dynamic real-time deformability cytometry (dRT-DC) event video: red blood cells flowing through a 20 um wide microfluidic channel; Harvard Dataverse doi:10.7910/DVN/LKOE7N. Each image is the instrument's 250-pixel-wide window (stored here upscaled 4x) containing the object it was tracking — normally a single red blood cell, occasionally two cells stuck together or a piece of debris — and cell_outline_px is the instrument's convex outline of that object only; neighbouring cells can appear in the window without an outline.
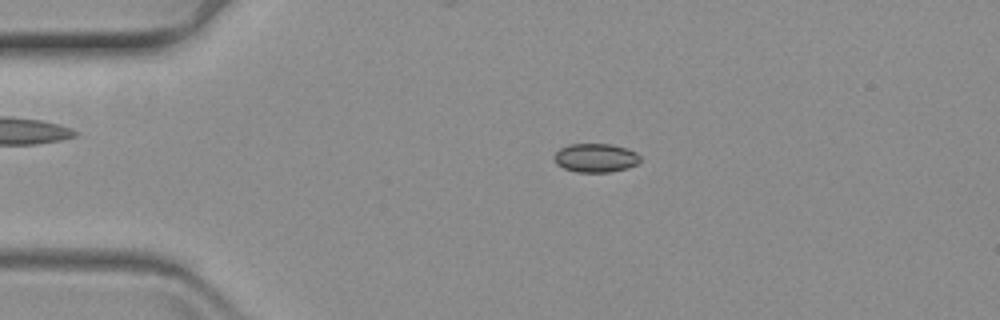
{"species": "common noctule bat (a hibernating species)", "species_latin": "Nyctalus noctula", "temperature_condition": "warm", "stored_images_in_passage": 52, "camera_frame_rate_fps": 3000, "um_per_image_px": 0.085, "animal": {"sex": "female", "body_mass_g": 19.3, "forearm_length_mm": 54.1}, "frame": {"image": 1, "passage_image": 4, "time_ms": 1.0, "image_size_px": [1000, 320], "cell_outline_px": [[640, 160], [636, 164], [628, 168], [608, 172], [576, 172], [564, 168], [556, 164], [556, 152], [560, 148], [568, 144], [608, 144], [624, 148], [636, 152], [640, 156]], "centroid_in_image_um": [50.63, 13.42], "position_along_channel_um": 34.4, "area_um2": 14.22}}
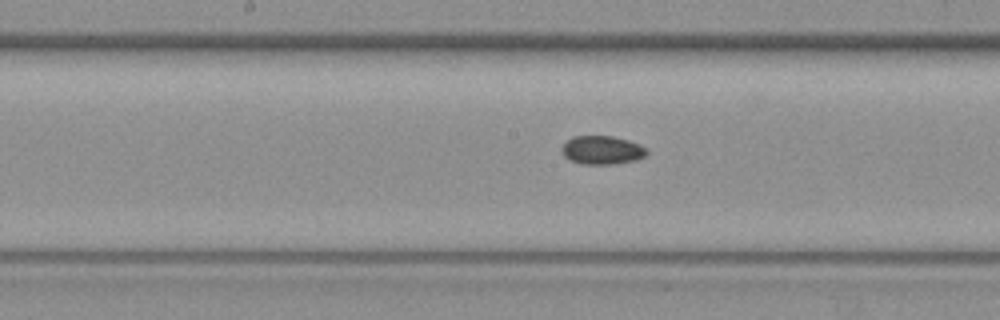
{"frame": {"image": 2, "passage_image": 22, "time_ms": 7.0, "image_size_px": [1000, 320], "cell_outline_px": [[648, 152], [644, 156], [636, 160], [616, 164], [580, 164], [564, 156], [560, 148], [572, 136], [612, 136], [628, 140], [640, 144], [648, 148]], "centroid_in_image_um": [51.2, 12.76], "position_along_channel_um": 197.0, "area_um2": 14.22}}
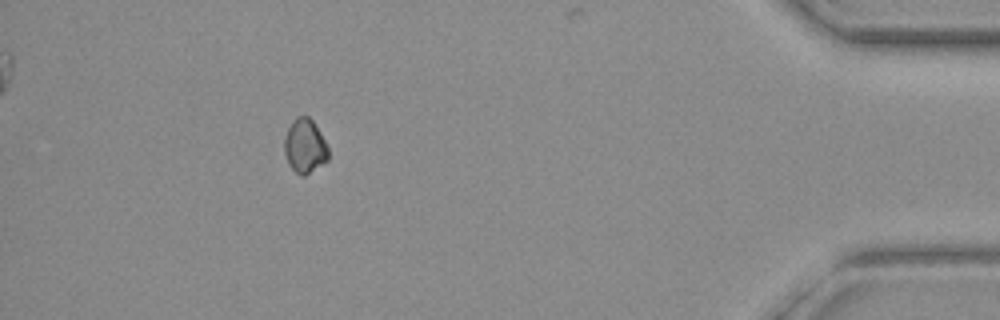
{"frame": {"image": 3, "passage_image": 46, "time_ms": 15.0, "image_size_px": [1000, 320], "cell_outline_px": [[328, 160], [304, 176], [300, 176], [288, 164], [284, 152], [284, 140], [288, 128], [296, 116], [308, 116], [312, 120], [324, 140], [328, 148]], "centroid_in_image_um": [25.89, 12.42], "position_along_channel_um": 409.3, "area_um2": 13.7}}